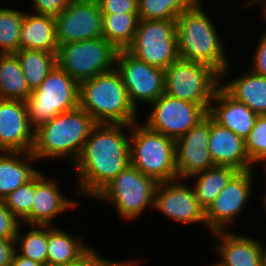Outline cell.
<instances>
[{
    "label": "cell",
    "instance_id": "obj_25",
    "mask_svg": "<svg viewBox=\"0 0 266 266\" xmlns=\"http://www.w3.org/2000/svg\"><path fill=\"white\" fill-rule=\"evenodd\" d=\"M238 172L232 167L214 166L191 175L187 180L192 181L195 197L206 210Z\"/></svg>",
    "mask_w": 266,
    "mask_h": 266
},
{
    "label": "cell",
    "instance_id": "obj_10",
    "mask_svg": "<svg viewBox=\"0 0 266 266\" xmlns=\"http://www.w3.org/2000/svg\"><path fill=\"white\" fill-rule=\"evenodd\" d=\"M126 51L135 58L165 70L179 58L175 20H140Z\"/></svg>",
    "mask_w": 266,
    "mask_h": 266
},
{
    "label": "cell",
    "instance_id": "obj_39",
    "mask_svg": "<svg viewBox=\"0 0 266 266\" xmlns=\"http://www.w3.org/2000/svg\"><path fill=\"white\" fill-rule=\"evenodd\" d=\"M252 53L250 70L257 75L266 77V32L262 33L256 49Z\"/></svg>",
    "mask_w": 266,
    "mask_h": 266
},
{
    "label": "cell",
    "instance_id": "obj_40",
    "mask_svg": "<svg viewBox=\"0 0 266 266\" xmlns=\"http://www.w3.org/2000/svg\"><path fill=\"white\" fill-rule=\"evenodd\" d=\"M15 252V239H0V266H10Z\"/></svg>",
    "mask_w": 266,
    "mask_h": 266
},
{
    "label": "cell",
    "instance_id": "obj_19",
    "mask_svg": "<svg viewBox=\"0 0 266 266\" xmlns=\"http://www.w3.org/2000/svg\"><path fill=\"white\" fill-rule=\"evenodd\" d=\"M212 236L218 241L216 255L225 266H264V241L229 230L211 233Z\"/></svg>",
    "mask_w": 266,
    "mask_h": 266
},
{
    "label": "cell",
    "instance_id": "obj_17",
    "mask_svg": "<svg viewBox=\"0 0 266 266\" xmlns=\"http://www.w3.org/2000/svg\"><path fill=\"white\" fill-rule=\"evenodd\" d=\"M34 132L25 101L0 99V151L31 152Z\"/></svg>",
    "mask_w": 266,
    "mask_h": 266
},
{
    "label": "cell",
    "instance_id": "obj_9",
    "mask_svg": "<svg viewBox=\"0 0 266 266\" xmlns=\"http://www.w3.org/2000/svg\"><path fill=\"white\" fill-rule=\"evenodd\" d=\"M118 49L103 37L58 46L57 66L78 83L115 68Z\"/></svg>",
    "mask_w": 266,
    "mask_h": 266
},
{
    "label": "cell",
    "instance_id": "obj_42",
    "mask_svg": "<svg viewBox=\"0 0 266 266\" xmlns=\"http://www.w3.org/2000/svg\"><path fill=\"white\" fill-rule=\"evenodd\" d=\"M246 4L244 5V8L245 6H247L246 8H251V7H254L255 5H259V6H262L261 7V13H262V16H263V20L266 21V1H260V0H246ZM266 32V28L264 30Z\"/></svg>",
    "mask_w": 266,
    "mask_h": 266
},
{
    "label": "cell",
    "instance_id": "obj_38",
    "mask_svg": "<svg viewBox=\"0 0 266 266\" xmlns=\"http://www.w3.org/2000/svg\"><path fill=\"white\" fill-rule=\"evenodd\" d=\"M102 14L138 13V0H97Z\"/></svg>",
    "mask_w": 266,
    "mask_h": 266
},
{
    "label": "cell",
    "instance_id": "obj_33",
    "mask_svg": "<svg viewBox=\"0 0 266 266\" xmlns=\"http://www.w3.org/2000/svg\"><path fill=\"white\" fill-rule=\"evenodd\" d=\"M34 193L35 176L3 200L7 208L26 226L30 225V212L33 207Z\"/></svg>",
    "mask_w": 266,
    "mask_h": 266
},
{
    "label": "cell",
    "instance_id": "obj_32",
    "mask_svg": "<svg viewBox=\"0 0 266 266\" xmlns=\"http://www.w3.org/2000/svg\"><path fill=\"white\" fill-rule=\"evenodd\" d=\"M24 13L16 8L0 7V53H15L19 50Z\"/></svg>",
    "mask_w": 266,
    "mask_h": 266
},
{
    "label": "cell",
    "instance_id": "obj_12",
    "mask_svg": "<svg viewBox=\"0 0 266 266\" xmlns=\"http://www.w3.org/2000/svg\"><path fill=\"white\" fill-rule=\"evenodd\" d=\"M149 107L152 108L151 112H148L143 124L174 140L187 133L208 114L197 103L176 99L165 93Z\"/></svg>",
    "mask_w": 266,
    "mask_h": 266
},
{
    "label": "cell",
    "instance_id": "obj_1",
    "mask_svg": "<svg viewBox=\"0 0 266 266\" xmlns=\"http://www.w3.org/2000/svg\"><path fill=\"white\" fill-rule=\"evenodd\" d=\"M129 164L130 125L97 123L73 164L77 180L75 194L93 199Z\"/></svg>",
    "mask_w": 266,
    "mask_h": 266
},
{
    "label": "cell",
    "instance_id": "obj_23",
    "mask_svg": "<svg viewBox=\"0 0 266 266\" xmlns=\"http://www.w3.org/2000/svg\"><path fill=\"white\" fill-rule=\"evenodd\" d=\"M224 79V80H223ZM220 78V87L235 101L245 104L258 115H266V77L248 69L232 80Z\"/></svg>",
    "mask_w": 266,
    "mask_h": 266
},
{
    "label": "cell",
    "instance_id": "obj_43",
    "mask_svg": "<svg viewBox=\"0 0 266 266\" xmlns=\"http://www.w3.org/2000/svg\"><path fill=\"white\" fill-rule=\"evenodd\" d=\"M207 266H225V265L218 259L217 262L215 261V262H213V264L211 263Z\"/></svg>",
    "mask_w": 266,
    "mask_h": 266
},
{
    "label": "cell",
    "instance_id": "obj_29",
    "mask_svg": "<svg viewBox=\"0 0 266 266\" xmlns=\"http://www.w3.org/2000/svg\"><path fill=\"white\" fill-rule=\"evenodd\" d=\"M30 90L39 87L57 65L56 54L42 50L19 49L15 52Z\"/></svg>",
    "mask_w": 266,
    "mask_h": 266
},
{
    "label": "cell",
    "instance_id": "obj_2",
    "mask_svg": "<svg viewBox=\"0 0 266 266\" xmlns=\"http://www.w3.org/2000/svg\"><path fill=\"white\" fill-rule=\"evenodd\" d=\"M203 1L184 10L175 20L178 55L181 59L209 65L220 74V78H226L231 72L227 48L214 21L204 11Z\"/></svg>",
    "mask_w": 266,
    "mask_h": 266
},
{
    "label": "cell",
    "instance_id": "obj_5",
    "mask_svg": "<svg viewBox=\"0 0 266 266\" xmlns=\"http://www.w3.org/2000/svg\"><path fill=\"white\" fill-rule=\"evenodd\" d=\"M175 140L139 120L130 125V164L157 183L178 179Z\"/></svg>",
    "mask_w": 266,
    "mask_h": 266
},
{
    "label": "cell",
    "instance_id": "obj_45",
    "mask_svg": "<svg viewBox=\"0 0 266 266\" xmlns=\"http://www.w3.org/2000/svg\"><path fill=\"white\" fill-rule=\"evenodd\" d=\"M264 245V266H266V243Z\"/></svg>",
    "mask_w": 266,
    "mask_h": 266
},
{
    "label": "cell",
    "instance_id": "obj_37",
    "mask_svg": "<svg viewBox=\"0 0 266 266\" xmlns=\"http://www.w3.org/2000/svg\"><path fill=\"white\" fill-rule=\"evenodd\" d=\"M32 13L52 16H59L69 5L71 0H31Z\"/></svg>",
    "mask_w": 266,
    "mask_h": 266
},
{
    "label": "cell",
    "instance_id": "obj_6",
    "mask_svg": "<svg viewBox=\"0 0 266 266\" xmlns=\"http://www.w3.org/2000/svg\"><path fill=\"white\" fill-rule=\"evenodd\" d=\"M157 184L153 178L129 164L93 199L115 207L120 218L134 221L147 208L153 210Z\"/></svg>",
    "mask_w": 266,
    "mask_h": 266
},
{
    "label": "cell",
    "instance_id": "obj_34",
    "mask_svg": "<svg viewBox=\"0 0 266 266\" xmlns=\"http://www.w3.org/2000/svg\"><path fill=\"white\" fill-rule=\"evenodd\" d=\"M250 162L266 167V115H258L253 129L244 140Z\"/></svg>",
    "mask_w": 266,
    "mask_h": 266
},
{
    "label": "cell",
    "instance_id": "obj_15",
    "mask_svg": "<svg viewBox=\"0 0 266 266\" xmlns=\"http://www.w3.org/2000/svg\"><path fill=\"white\" fill-rule=\"evenodd\" d=\"M58 45L102 37V13L97 0H71L55 17Z\"/></svg>",
    "mask_w": 266,
    "mask_h": 266
},
{
    "label": "cell",
    "instance_id": "obj_21",
    "mask_svg": "<svg viewBox=\"0 0 266 266\" xmlns=\"http://www.w3.org/2000/svg\"><path fill=\"white\" fill-rule=\"evenodd\" d=\"M208 115L219 125L230 129L245 140L253 129L258 114L245 104L235 101L219 87L210 104Z\"/></svg>",
    "mask_w": 266,
    "mask_h": 266
},
{
    "label": "cell",
    "instance_id": "obj_35",
    "mask_svg": "<svg viewBox=\"0 0 266 266\" xmlns=\"http://www.w3.org/2000/svg\"><path fill=\"white\" fill-rule=\"evenodd\" d=\"M138 260L126 259L111 261L104 256L99 255L97 250L89 246L79 257L61 266H138Z\"/></svg>",
    "mask_w": 266,
    "mask_h": 266
},
{
    "label": "cell",
    "instance_id": "obj_8",
    "mask_svg": "<svg viewBox=\"0 0 266 266\" xmlns=\"http://www.w3.org/2000/svg\"><path fill=\"white\" fill-rule=\"evenodd\" d=\"M164 93L176 99L201 105L207 112L220 74L204 63L178 58L164 70Z\"/></svg>",
    "mask_w": 266,
    "mask_h": 266
},
{
    "label": "cell",
    "instance_id": "obj_31",
    "mask_svg": "<svg viewBox=\"0 0 266 266\" xmlns=\"http://www.w3.org/2000/svg\"><path fill=\"white\" fill-rule=\"evenodd\" d=\"M201 0H138L140 20H176L184 11L196 6Z\"/></svg>",
    "mask_w": 266,
    "mask_h": 266
},
{
    "label": "cell",
    "instance_id": "obj_28",
    "mask_svg": "<svg viewBox=\"0 0 266 266\" xmlns=\"http://www.w3.org/2000/svg\"><path fill=\"white\" fill-rule=\"evenodd\" d=\"M138 13L102 14V37L118 50L132 43L139 24Z\"/></svg>",
    "mask_w": 266,
    "mask_h": 266
},
{
    "label": "cell",
    "instance_id": "obj_14",
    "mask_svg": "<svg viewBox=\"0 0 266 266\" xmlns=\"http://www.w3.org/2000/svg\"><path fill=\"white\" fill-rule=\"evenodd\" d=\"M187 182V179L178 178L158 183L153 210L161 212L167 218L182 225L199 223L206 228L205 209L200 205L193 188L187 185Z\"/></svg>",
    "mask_w": 266,
    "mask_h": 266
},
{
    "label": "cell",
    "instance_id": "obj_7",
    "mask_svg": "<svg viewBox=\"0 0 266 266\" xmlns=\"http://www.w3.org/2000/svg\"><path fill=\"white\" fill-rule=\"evenodd\" d=\"M25 102L30 124L36 129L58 114L79 107V83L56 65Z\"/></svg>",
    "mask_w": 266,
    "mask_h": 266
},
{
    "label": "cell",
    "instance_id": "obj_18",
    "mask_svg": "<svg viewBox=\"0 0 266 266\" xmlns=\"http://www.w3.org/2000/svg\"><path fill=\"white\" fill-rule=\"evenodd\" d=\"M63 195L58 181L49 179L43 172L35 175V193L30 212V225H53V220L77 207L78 200Z\"/></svg>",
    "mask_w": 266,
    "mask_h": 266
},
{
    "label": "cell",
    "instance_id": "obj_13",
    "mask_svg": "<svg viewBox=\"0 0 266 266\" xmlns=\"http://www.w3.org/2000/svg\"><path fill=\"white\" fill-rule=\"evenodd\" d=\"M254 175L253 169L239 171L205 210L208 233L226 231V228L232 225L236 217L246 209L252 197Z\"/></svg>",
    "mask_w": 266,
    "mask_h": 266
},
{
    "label": "cell",
    "instance_id": "obj_27",
    "mask_svg": "<svg viewBox=\"0 0 266 266\" xmlns=\"http://www.w3.org/2000/svg\"><path fill=\"white\" fill-rule=\"evenodd\" d=\"M30 94L16 54L0 53V99L26 101Z\"/></svg>",
    "mask_w": 266,
    "mask_h": 266
},
{
    "label": "cell",
    "instance_id": "obj_26",
    "mask_svg": "<svg viewBox=\"0 0 266 266\" xmlns=\"http://www.w3.org/2000/svg\"><path fill=\"white\" fill-rule=\"evenodd\" d=\"M48 225L47 266H61L79 257L89 246L82 236ZM85 243V244H84Z\"/></svg>",
    "mask_w": 266,
    "mask_h": 266
},
{
    "label": "cell",
    "instance_id": "obj_41",
    "mask_svg": "<svg viewBox=\"0 0 266 266\" xmlns=\"http://www.w3.org/2000/svg\"><path fill=\"white\" fill-rule=\"evenodd\" d=\"M10 266H43V265L31 260L30 258L19 255L15 251Z\"/></svg>",
    "mask_w": 266,
    "mask_h": 266
},
{
    "label": "cell",
    "instance_id": "obj_4",
    "mask_svg": "<svg viewBox=\"0 0 266 266\" xmlns=\"http://www.w3.org/2000/svg\"><path fill=\"white\" fill-rule=\"evenodd\" d=\"M79 107L96 123L131 125L141 120L116 68L79 83Z\"/></svg>",
    "mask_w": 266,
    "mask_h": 266
},
{
    "label": "cell",
    "instance_id": "obj_36",
    "mask_svg": "<svg viewBox=\"0 0 266 266\" xmlns=\"http://www.w3.org/2000/svg\"><path fill=\"white\" fill-rule=\"evenodd\" d=\"M22 222L0 200V239H15Z\"/></svg>",
    "mask_w": 266,
    "mask_h": 266
},
{
    "label": "cell",
    "instance_id": "obj_11",
    "mask_svg": "<svg viewBox=\"0 0 266 266\" xmlns=\"http://www.w3.org/2000/svg\"><path fill=\"white\" fill-rule=\"evenodd\" d=\"M115 68L137 112L140 104L150 105L164 93V70L148 65L126 50L118 51Z\"/></svg>",
    "mask_w": 266,
    "mask_h": 266
},
{
    "label": "cell",
    "instance_id": "obj_44",
    "mask_svg": "<svg viewBox=\"0 0 266 266\" xmlns=\"http://www.w3.org/2000/svg\"><path fill=\"white\" fill-rule=\"evenodd\" d=\"M263 196H264V197H263V200H264V201H263L262 204H263V206H264V207H263V208H264V211L266 212V193H265V195H263ZM265 215H266V213H265Z\"/></svg>",
    "mask_w": 266,
    "mask_h": 266
},
{
    "label": "cell",
    "instance_id": "obj_20",
    "mask_svg": "<svg viewBox=\"0 0 266 266\" xmlns=\"http://www.w3.org/2000/svg\"><path fill=\"white\" fill-rule=\"evenodd\" d=\"M208 144L215 166H228L238 171L254 169L246 153L244 140L211 117Z\"/></svg>",
    "mask_w": 266,
    "mask_h": 266
},
{
    "label": "cell",
    "instance_id": "obj_3",
    "mask_svg": "<svg viewBox=\"0 0 266 266\" xmlns=\"http://www.w3.org/2000/svg\"><path fill=\"white\" fill-rule=\"evenodd\" d=\"M97 123L82 108L60 113L38 126L31 153L39 160L68 158L74 164Z\"/></svg>",
    "mask_w": 266,
    "mask_h": 266
},
{
    "label": "cell",
    "instance_id": "obj_22",
    "mask_svg": "<svg viewBox=\"0 0 266 266\" xmlns=\"http://www.w3.org/2000/svg\"><path fill=\"white\" fill-rule=\"evenodd\" d=\"M31 152L0 151V200L30 181L40 170Z\"/></svg>",
    "mask_w": 266,
    "mask_h": 266
},
{
    "label": "cell",
    "instance_id": "obj_24",
    "mask_svg": "<svg viewBox=\"0 0 266 266\" xmlns=\"http://www.w3.org/2000/svg\"><path fill=\"white\" fill-rule=\"evenodd\" d=\"M29 12L24 13L20 27L19 49L57 54L59 45L56 39L55 17L31 13V10Z\"/></svg>",
    "mask_w": 266,
    "mask_h": 266
},
{
    "label": "cell",
    "instance_id": "obj_30",
    "mask_svg": "<svg viewBox=\"0 0 266 266\" xmlns=\"http://www.w3.org/2000/svg\"><path fill=\"white\" fill-rule=\"evenodd\" d=\"M29 228V231L26 230L23 233L20 225L15 238V251L19 255L47 266L48 225H29Z\"/></svg>",
    "mask_w": 266,
    "mask_h": 266
},
{
    "label": "cell",
    "instance_id": "obj_16",
    "mask_svg": "<svg viewBox=\"0 0 266 266\" xmlns=\"http://www.w3.org/2000/svg\"><path fill=\"white\" fill-rule=\"evenodd\" d=\"M210 116L207 114L187 133L175 140V168L179 179L214 167L208 149Z\"/></svg>",
    "mask_w": 266,
    "mask_h": 266
}]
</instances>
